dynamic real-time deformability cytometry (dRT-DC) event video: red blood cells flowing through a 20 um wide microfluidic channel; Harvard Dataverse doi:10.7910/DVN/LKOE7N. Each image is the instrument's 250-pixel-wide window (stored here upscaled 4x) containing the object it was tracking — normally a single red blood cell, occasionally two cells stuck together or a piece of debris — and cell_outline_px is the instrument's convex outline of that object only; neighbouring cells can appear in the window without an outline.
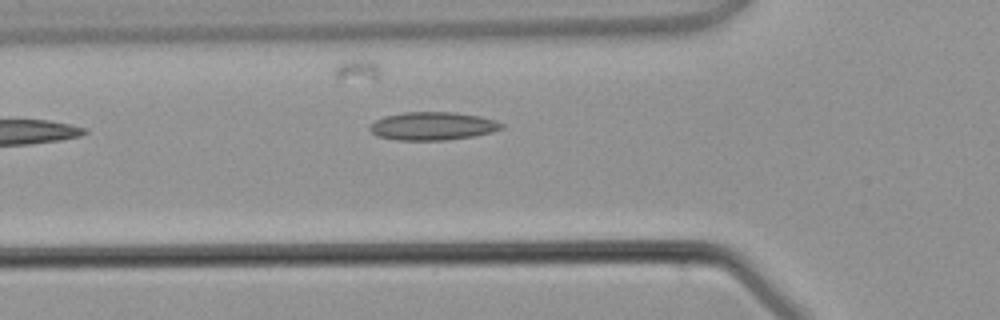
{"species": "common noctule bat (a hibernating species)", "species_latin": "Nyctalus noctula", "temperature_condition": "warm", "stored_images_in_passage": 3, "camera_frame_rate_fps": 3000, "um_per_image_px": 0.085, "animal": {"sex": "male", "body_mass_g": 21.5, "forearm_length_mm": 52.0}, "frame": {"image": 1, "passage_image": 3, "time_ms": 2.333, "image_size_px": [1000, 320], "cell_outline_px": [[504, 128], [492, 132], [472, 136], [444, 140], [396, 140], [376, 136], [368, 128], [368, 124], [384, 116], [404, 112], [456, 112], [480, 116], [496, 120], [504, 124]], "centroid_in_image_um": [36.76, 10.71], "position_along_channel_um": 89.0, "area_um2": 21.79}}